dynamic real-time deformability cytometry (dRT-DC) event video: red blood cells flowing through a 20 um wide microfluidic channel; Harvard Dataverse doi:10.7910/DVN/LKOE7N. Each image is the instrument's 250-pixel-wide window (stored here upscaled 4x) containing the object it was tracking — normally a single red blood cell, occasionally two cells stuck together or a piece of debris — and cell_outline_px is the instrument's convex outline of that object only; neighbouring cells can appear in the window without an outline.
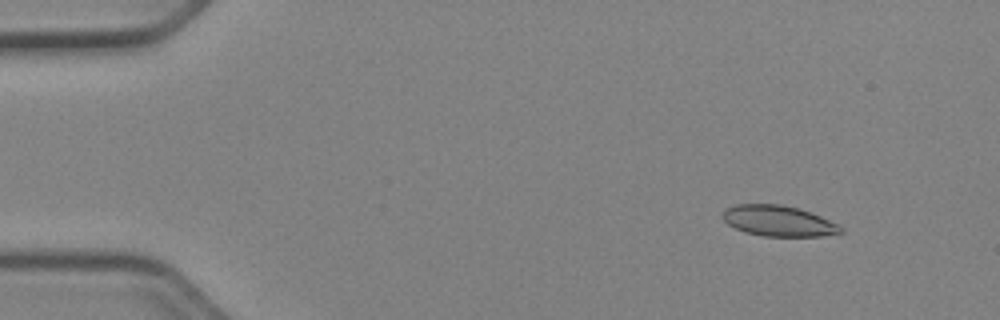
{"species": "Egyptian fruit bat (a non-hibernating species)", "species_latin": "Rousettus aegyptiacus", "temperature_condition": "cold", "stored_images_in_passage": 52, "camera_frame_rate_fps": 3000, "um_per_image_px": 0.085, "animal": {"sex": "female"}, "frame": {"image": 1, "passage_image": 6, "time_ms": 1.667, "image_size_px": [1000, 320], "cell_outline_px": [[844, 232], [820, 236], [764, 236], [744, 232], [728, 224], [724, 220], [724, 212], [728, 208], [736, 204], [780, 204], [800, 208], [840, 224], [844, 228]], "centroid_in_image_um": [66.23, 18.78], "position_along_channel_um": 18.8, "area_um2": 21.1}}
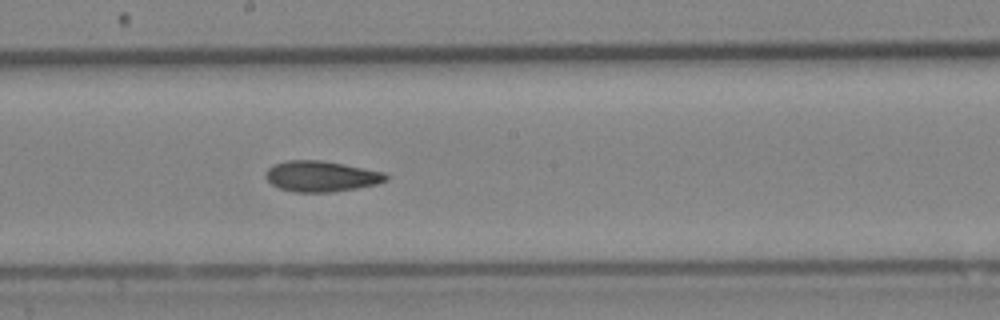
{"frame": {"image": 2, "passage_image": 29, "time_ms": 9.333, "image_size_px": [1000, 320], "cell_outline_px": [[388, 180], [376, 184], [356, 188], [332, 192], [296, 192], [280, 188], [272, 184], [264, 176], [264, 172], [272, 164], [288, 160], [320, 160], [344, 164], [384, 172], [388, 176]], "centroid_in_image_um": [27.28, 14.98], "position_along_channel_um": 220.9, "area_um2": 21.56}}
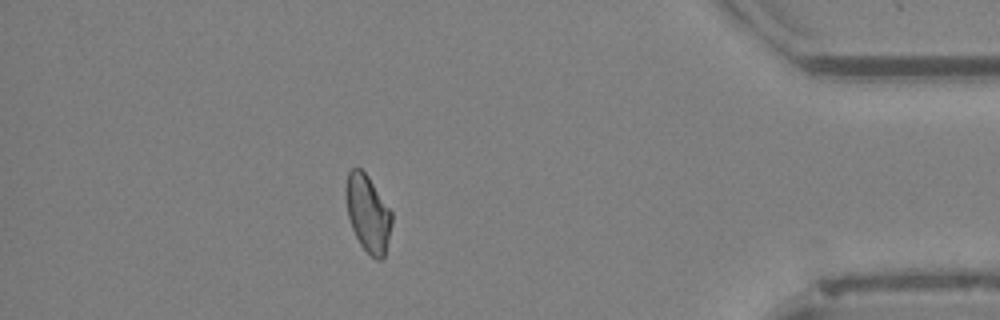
{"frame": {"image": 3, "passage_image": 46, "time_ms": 15.0, "image_size_px": [1000, 320], "cell_outline_px": [[392, 220], [384, 256], [380, 260], [376, 260], [360, 244], [352, 228], [348, 216], [344, 192], [344, 188], [348, 172], [352, 168], [360, 168], [368, 176], [392, 212]], "centroid_in_image_um": [31.24, 18.1], "position_along_channel_um": 404.0, "area_um2": 20.4}, "authors_computed_cell_mechanics": {"area_um2": 21.3571, "velocity_mm_per_s": 3.9514, "shape_relaxation_time_tau1_ms": null, "shape_relaxation_time_tau2_ms": 5.6208, "deformation_change_tau1": null, "deformation_change_tau2": 0.1068}}